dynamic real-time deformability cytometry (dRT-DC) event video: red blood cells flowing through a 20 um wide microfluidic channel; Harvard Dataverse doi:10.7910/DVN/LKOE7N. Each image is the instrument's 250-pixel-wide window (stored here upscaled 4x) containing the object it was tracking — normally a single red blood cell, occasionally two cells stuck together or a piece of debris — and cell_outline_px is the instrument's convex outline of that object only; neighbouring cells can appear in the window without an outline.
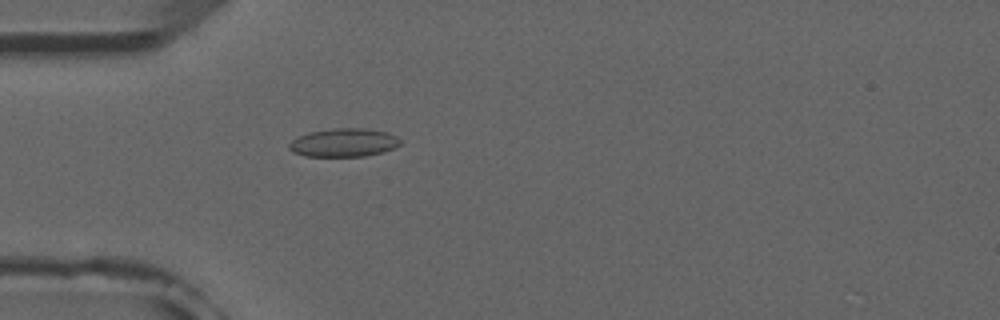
{"species": "common noctule bat (a hibernating species)", "species_latin": "Nyctalus noctula", "temperature_condition": "room temperature", "stored_images_in_passage": 5, "camera_frame_rate_fps": 3000, "um_per_image_px": 0.085, "animal": {"sex": "male", "forearm_length_mm": 52.5}, "frame": {"image": 1, "passage_image": 5, "time_ms": 4.667, "image_size_px": [1000, 320], "cell_outline_px": [[400, 144], [396, 148], [384, 152], [364, 156], [304, 156], [292, 152], [288, 148], [288, 144], [292, 140], [308, 132], [332, 128], [364, 128], [388, 132], [396, 136], [400, 140]], "centroid_in_image_um": [29.23, 12.12], "position_along_channel_um": 55.8, "area_um2": 18.55}}